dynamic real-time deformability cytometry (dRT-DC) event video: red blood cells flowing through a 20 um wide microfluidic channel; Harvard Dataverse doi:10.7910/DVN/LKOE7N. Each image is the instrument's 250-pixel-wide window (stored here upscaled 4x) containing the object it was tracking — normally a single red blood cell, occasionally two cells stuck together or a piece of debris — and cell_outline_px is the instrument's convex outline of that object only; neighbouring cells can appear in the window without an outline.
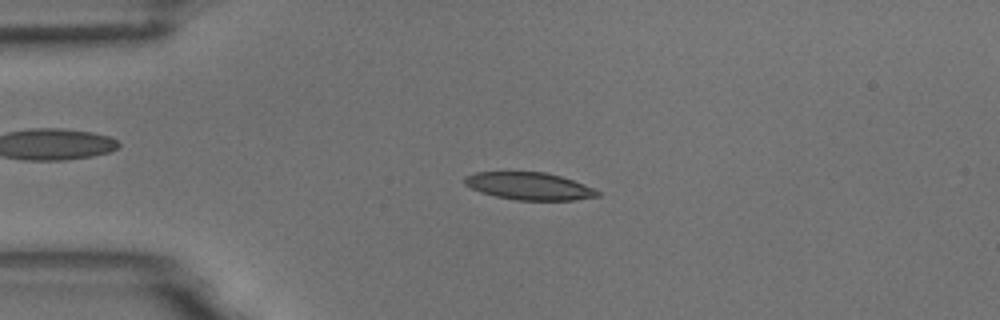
{"species": "common noctule bat (a hibernating species)", "species_latin": "Nyctalus noctula", "temperature_condition": "room temperature", "stored_images_in_passage": 5, "camera_frame_rate_fps": 3000, "um_per_image_px": 0.085, "animal": {"sex": "male", "body_mass_g": 18.8}, "frame": {"image": 1, "passage_image": 4, "time_ms": 1.0, "image_size_px": [1000, 320], "cell_outline_px": [[600, 196], [572, 200], [516, 200], [496, 196], [480, 192], [464, 184], [464, 176], [476, 172], [544, 172], [560, 176], [572, 180], [592, 188], [600, 192]], "centroid_in_image_um": [44.95, 15.82], "position_along_channel_um": 40.1, "area_um2": 21.04}}